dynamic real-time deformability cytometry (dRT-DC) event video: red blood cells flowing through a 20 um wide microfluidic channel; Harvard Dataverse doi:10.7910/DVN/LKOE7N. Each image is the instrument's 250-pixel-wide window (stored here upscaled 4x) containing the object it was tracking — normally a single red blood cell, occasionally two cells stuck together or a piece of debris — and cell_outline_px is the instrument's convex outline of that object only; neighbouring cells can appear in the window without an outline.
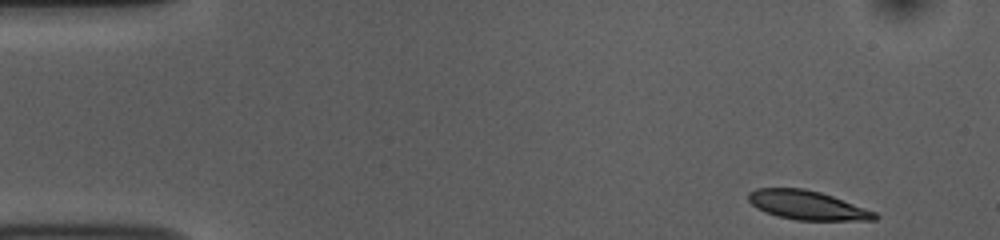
{"species": "common noctule bat (a hibernating species)", "species_latin": "Nyctalus noctula", "temperature_condition": "room temperature", "stored_images_in_passage": 50, "camera_frame_rate_fps": 3000, "um_per_image_px": 0.085, "animal": {"sex": "female", "body_mass_g": 10.0, "forearm_length_mm": 53.1}, "frame": {"image": 1, "passage_image": 1, "time_ms": 0.0, "image_size_px": [1000, 240], "cell_outline_px": [[880, 216], [876, 220], [796, 220], [764, 212], [756, 208], [748, 200], [748, 192], [756, 188], [804, 188], [820, 192], [832, 196], [876, 212]], "centroid_in_image_um": [68.6, 17.44], "position_along_channel_um": 16.4, "area_um2": 21.33}}
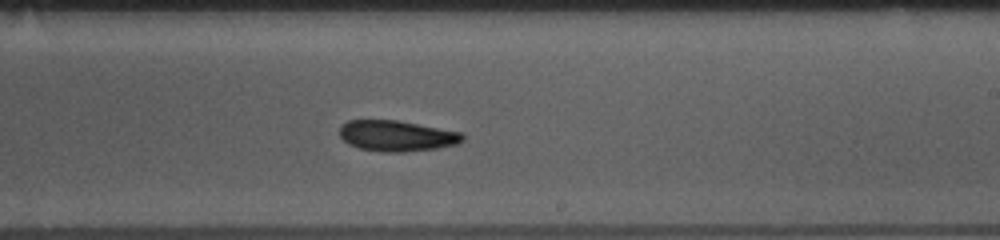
{"frame": {"image": 2, "passage_image": 28, "time_ms": 9.0, "image_size_px": [1000, 240], "cell_outline_px": [[464, 140], [456, 144], [436, 148], [404, 152], [380, 152], [360, 148], [348, 144], [340, 136], [340, 128], [348, 120], [396, 120], [464, 132]], "centroid_in_image_um": [33.75, 11.55], "position_along_channel_um": 255.3, "area_um2": 22.08}}
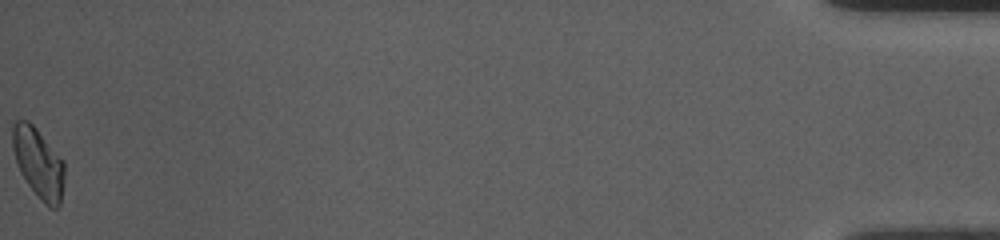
{"frame": {"image": 3, "passage_image": 50, "time_ms": 16.333, "image_size_px": [1000, 240], "cell_outline_px": [[64, 184], [60, 204], [56, 208], [48, 208], [44, 204], [28, 184], [20, 172], [12, 148], [12, 124], [16, 120], [28, 120], [36, 128], [64, 160]], "centroid_in_image_um": [3.27, 13.85], "position_along_channel_um": 431.9, "area_um2": 21.27}, "authors_computed_cell_mechanics": {"area_um2": 21.9062, "velocity_mm_per_s": 3.7436, "shape_relaxation_time_tau1_ms": 5.6348, "shape_relaxation_time_tau2_ms": null, "deformation_change_tau1": 0.1272, "deformation_change_tau2": null}}